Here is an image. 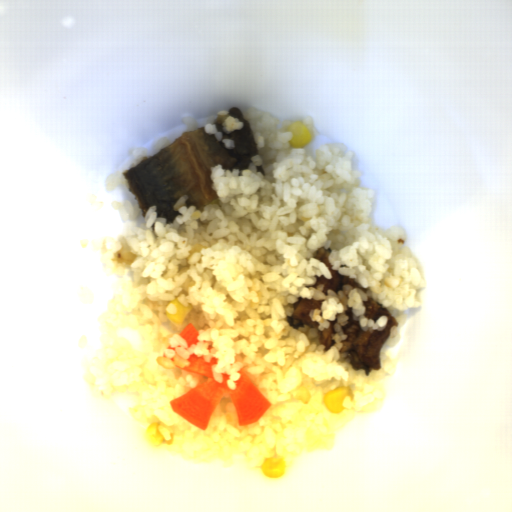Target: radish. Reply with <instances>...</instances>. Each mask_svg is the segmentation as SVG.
I'll return each mask as SVG.
<instances>
[{
	"instance_id": "obj_1",
	"label": "radish",
	"mask_w": 512,
	"mask_h": 512,
	"mask_svg": "<svg viewBox=\"0 0 512 512\" xmlns=\"http://www.w3.org/2000/svg\"><path fill=\"white\" fill-rule=\"evenodd\" d=\"M216 357L207 362L204 356L192 353L184 367V371L206 376L204 383L194 387L184 395L170 402L172 409L188 422L205 430L218 407L221 399L231 397L237 410L238 426L251 425L257 422L271 406L269 400L252 383L248 373L239 371L240 379L233 381L235 389L228 386L230 374H222V383L214 377L213 366L218 364Z\"/></svg>"
},
{
	"instance_id": "obj_2",
	"label": "radish",
	"mask_w": 512,
	"mask_h": 512,
	"mask_svg": "<svg viewBox=\"0 0 512 512\" xmlns=\"http://www.w3.org/2000/svg\"><path fill=\"white\" fill-rule=\"evenodd\" d=\"M179 335L185 340L188 348H190L192 345H197V343L200 342L198 339L200 333L195 328L193 323H189Z\"/></svg>"
}]
</instances>
